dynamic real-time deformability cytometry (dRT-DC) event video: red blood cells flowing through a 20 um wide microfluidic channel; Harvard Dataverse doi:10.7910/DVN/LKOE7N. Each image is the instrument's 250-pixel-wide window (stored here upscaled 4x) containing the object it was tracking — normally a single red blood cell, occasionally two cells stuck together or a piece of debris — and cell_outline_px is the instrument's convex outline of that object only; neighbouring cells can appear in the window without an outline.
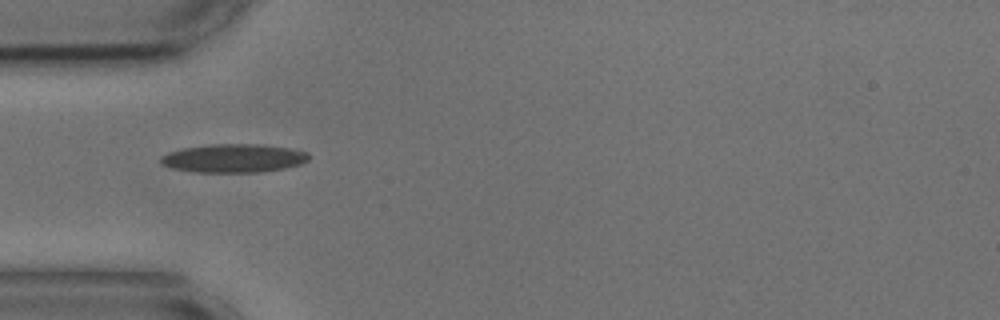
{"species": "common noctule bat (a hibernating species)", "species_latin": "Nyctalus noctula", "temperature_condition": "cold", "stored_images_in_passage": 39, "camera_frame_rate_fps": 3000, "um_per_image_px": 0.085, "animal": {"sex": "male", "body_mass_g": 17.9, "forearm_length_mm": 54.2}, "frame": {"image": 1, "passage_image": 1, "time_ms": 0.0, "image_size_px": [1000, 320], "cell_outline_px": [[308, 160], [300, 164], [284, 168], [256, 172], [196, 172], [172, 168], [160, 164], [160, 156], [168, 152], [184, 148], [212, 144], [264, 144], [288, 148], [308, 152]], "centroid_in_image_um": [19.83, 13.44], "position_along_channel_um": 65.2, "area_um2": 24.51}}
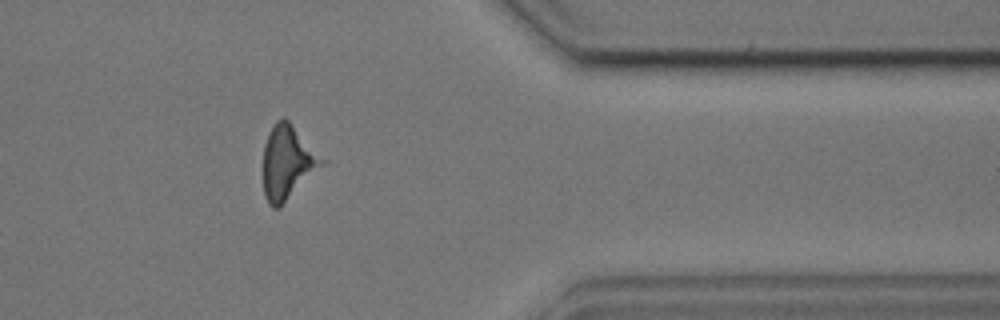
{"frame": {"image": 2, "passage_image": 29, "time_ms": 9.333, "image_size_px": [1000, 320], "cell_outline_px": [[328, 164], [280, 208], [272, 208], [268, 204], [264, 196], [264, 144], [268, 132], [276, 120], [284, 116], [328, 160]], "centroid_in_image_um": [24.52, 13.83], "position_along_channel_um": 386.9, "area_um2": 26.3}}
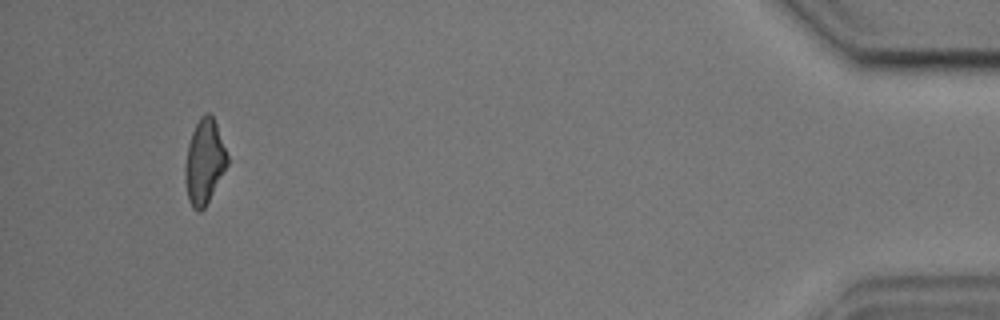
{"frame": {"image": 3, "passage_image": 36, "time_ms": 11.667, "image_size_px": [1000, 320], "cell_outline_px": [[228, 164], [204, 208], [200, 212], [196, 212], [192, 208], [188, 200], [184, 180], [184, 164], [188, 144], [192, 132], [200, 116], [208, 112], [212, 116], [216, 124], [228, 156]], "centroid_in_image_um": [17.34, 13.78], "position_along_channel_um": 417.9, "area_um2": 20.81}, "authors_computed_cell_mechanics": {"area_um2": 21.9062, "velocity_mm_per_s": 3.6561, "shape_relaxation_time_tau1_ms": null, "shape_relaxation_time_tau2_ms": 3.263, "deformation_change_tau1": null, "deformation_change_tau2": 0.1316}}